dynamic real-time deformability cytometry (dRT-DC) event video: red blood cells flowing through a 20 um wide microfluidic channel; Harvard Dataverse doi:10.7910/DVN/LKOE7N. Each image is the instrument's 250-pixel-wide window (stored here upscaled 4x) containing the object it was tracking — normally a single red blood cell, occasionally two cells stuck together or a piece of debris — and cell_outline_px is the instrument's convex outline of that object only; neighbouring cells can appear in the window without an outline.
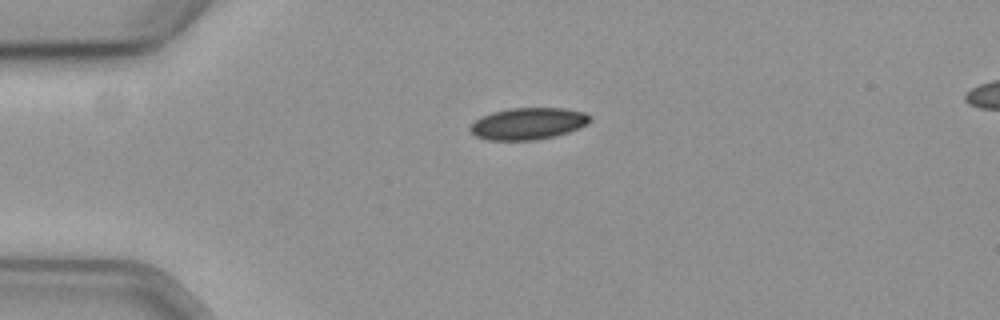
{"species": "common noctule bat (a hibernating species)", "species_latin": "Nyctalus noctula", "temperature_condition": "cold", "stored_images_in_passage": 37, "camera_frame_rate_fps": 3000, "um_per_image_px": 0.085, "animal": {"sex": "female", "body_mass_g": 19.3, "forearm_length_mm": 54.1}, "frame": {"image": 1, "passage_image": 1, "time_ms": 0.0, "image_size_px": [1000, 320], "cell_outline_px": [[592, 120], [588, 124], [568, 132], [552, 136], [532, 140], [488, 140], [476, 136], [468, 128], [476, 120], [492, 112], [512, 108], [564, 108], [584, 112], [592, 116]], "centroid_in_image_um": [44.92, 10.5], "position_along_channel_um": 40.1, "area_um2": 22.02}}
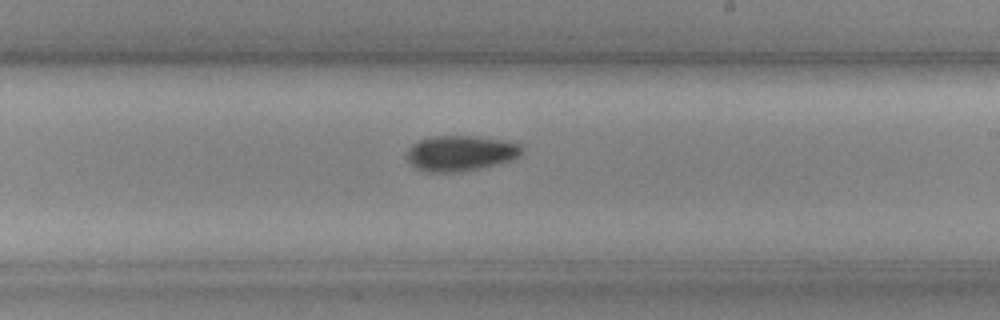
{"frame": {"image": 2, "passage_image": 21, "time_ms": 6.667, "image_size_px": [1000, 320], "cell_outline_px": [[520, 152], [516, 156], [508, 160], [460, 172], [428, 172], [416, 168], [404, 156], [408, 148], [412, 144], [420, 140], [432, 136], [472, 136], [504, 140], [520, 144]], "centroid_in_image_um": [39.03, 13.01], "position_along_channel_um": 250.0, "area_um2": 23.29}}
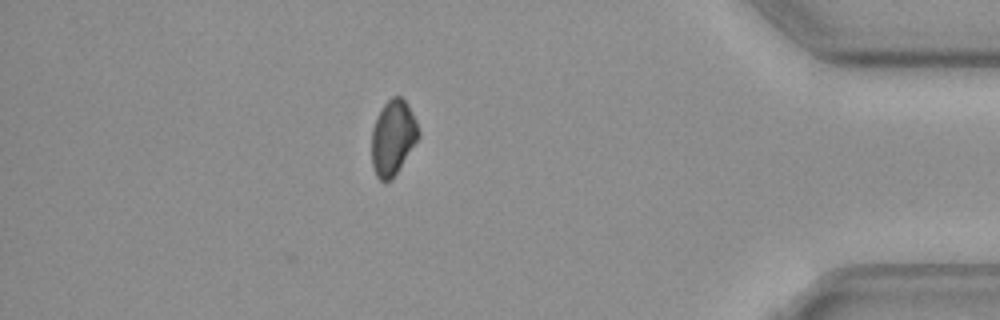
{"frame": {"image": 3, "passage_image": 37, "time_ms": 12.0, "image_size_px": [1000, 320], "cell_outline_px": [[420, 136], [392, 180], [380, 180], [376, 176], [372, 164], [372, 128], [376, 116], [384, 104], [392, 96], [400, 96], [408, 104], [416, 120], [420, 132]], "centroid_in_image_um": [33.4, 11.68], "position_along_channel_um": 401.8, "area_um2": 20.52}}